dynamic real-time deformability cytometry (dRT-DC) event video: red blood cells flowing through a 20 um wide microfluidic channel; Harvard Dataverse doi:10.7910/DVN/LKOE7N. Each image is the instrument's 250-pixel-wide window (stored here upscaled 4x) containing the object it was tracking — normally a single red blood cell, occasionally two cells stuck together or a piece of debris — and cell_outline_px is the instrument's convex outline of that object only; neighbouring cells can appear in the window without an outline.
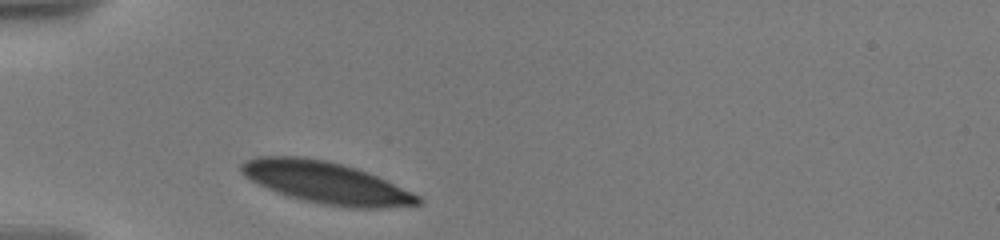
{"species": "human", "species_latin": "Homo sapiens", "temperature_condition": "warm", "stored_images_in_passage": 24, "camera_frame_rate_fps": 3000, "um_per_image_px": 0.085, "donor": {"sex": "male"}, "frame": {"image": 1, "passage_image": 1, "time_ms": 0.0, "image_size_px": [1000, 240], "cell_outline_px": [[424, 200], [420, 204], [384, 208], [348, 208], [320, 204], [288, 196], [268, 188], [244, 176], [240, 172], [240, 164], [244, 160], [256, 156], [304, 156], [344, 164], [368, 172], [412, 192], [420, 196]], "centroid_in_image_um": [27.72, 15.52], "position_along_channel_um": 57.3, "area_um2": 43.12}}
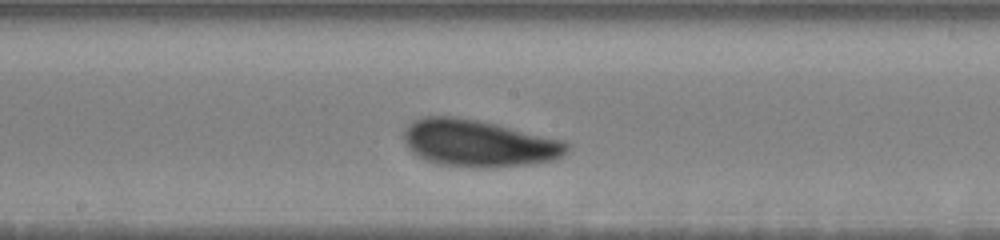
{"frame": {"image": 2, "passage_image": 11, "time_ms": 4.667, "image_size_px": [1000, 240], "cell_outline_px": [[568, 148], [560, 156], [552, 160], [532, 164], [484, 168], [480, 168], [440, 164], [424, 160], [412, 152], [408, 148], [404, 140], [404, 132], [416, 120], [424, 116], [456, 116], [480, 120], [564, 140], [568, 144]], "centroid_in_image_um": [40.68, 12.18], "position_along_channel_um": 207.5, "area_um2": 44.45}}
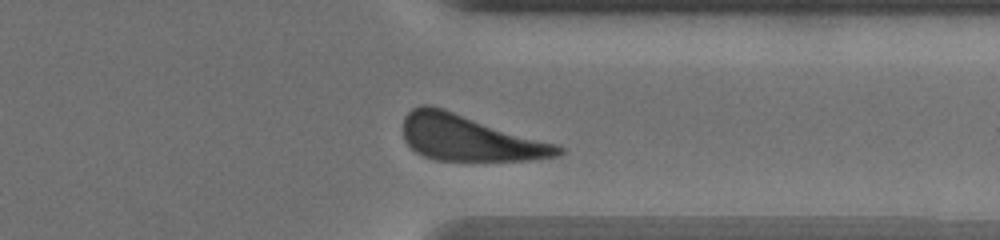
{"frame": {"image": 3, "passage_image": 21, "time_ms": 9.333, "image_size_px": [1000, 240], "cell_outline_px": [[564, 152], [560, 156], [532, 160], [436, 160], [424, 156], [416, 152], [404, 140], [404, 116], [412, 108], [420, 104], [428, 104], [444, 108], [556, 144], [564, 148]], "centroid_in_image_um": [39.9, 11.72], "position_along_channel_um": 371.5, "area_um2": 41.38}, "authors_computed_cell_mechanics": {"area_um2": 43.1766, "velocity_mm_per_s": 3.5037, "shape_relaxation_time_tau1_ms": 1.9596, "shape_relaxation_time_tau2_ms": null, "deformation_change_tau1": 0.1019, "deformation_change_tau2": null}}